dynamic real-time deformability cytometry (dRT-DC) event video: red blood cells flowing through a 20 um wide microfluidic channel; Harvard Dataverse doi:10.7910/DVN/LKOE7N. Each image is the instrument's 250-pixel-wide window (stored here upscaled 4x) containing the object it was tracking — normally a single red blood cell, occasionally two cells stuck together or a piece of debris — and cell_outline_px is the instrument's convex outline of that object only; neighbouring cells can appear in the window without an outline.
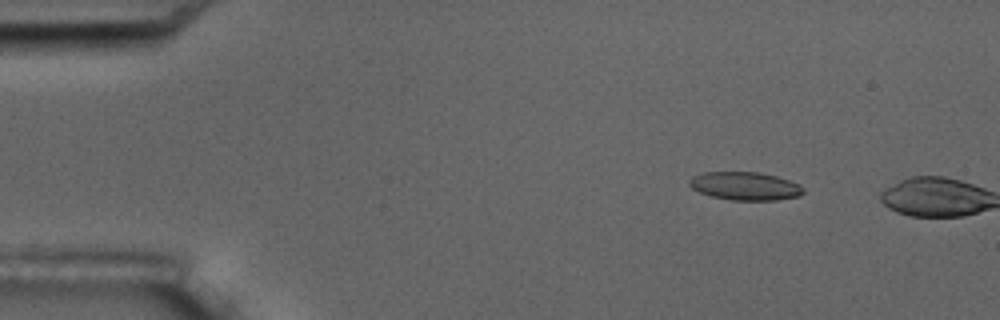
{"species": "common noctule bat (a hibernating species)", "species_latin": "Nyctalus noctula", "temperature_condition": "room temperature", "stored_images_in_passage": 2, "camera_frame_rate_fps": 3000, "um_per_image_px": 0.085, "animal": {"sex": "male", "body_mass_g": 17.5, "forearm_length_mm": 52.3}, "frame": {"image": 1, "passage_image": 1, "time_ms": 0.0, "image_size_px": [1000, 320], "cell_outline_px": [[804, 192], [800, 196], [776, 200], [732, 200], [712, 196], [700, 192], [692, 188], [688, 184], [688, 180], [692, 176], [704, 172], [760, 172], [776, 176], [800, 184], [804, 188]], "centroid_in_image_um": [63.34, 15.81], "position_along_channel_um": 21.7, "area_um2": 18.79}}